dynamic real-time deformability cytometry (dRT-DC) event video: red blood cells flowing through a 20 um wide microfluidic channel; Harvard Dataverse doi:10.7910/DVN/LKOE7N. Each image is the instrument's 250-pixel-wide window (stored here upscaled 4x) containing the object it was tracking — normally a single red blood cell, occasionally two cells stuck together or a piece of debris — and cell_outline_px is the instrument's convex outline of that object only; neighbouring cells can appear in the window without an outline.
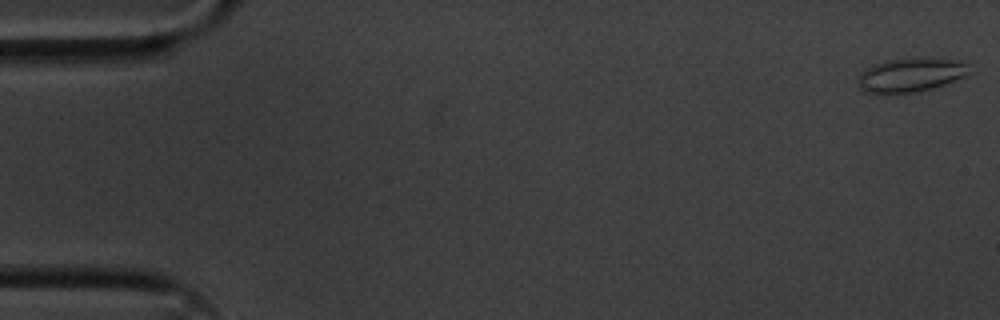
{"species": "common noctule bat (a hibernating species)", "species_latin": "Nyctalus noctula", "temperature_condition": "cold", "stored_images_in_passage": 55, "camera_frame_rate_fps": 3000, "um_per_image_px": 0.085, "animal": {"sex": "male", "body_mass_g": 20.1, "forearm_length_mm": 53.5}, "frame": {"image": 1, "passage_image": 1, "time_ms": 0.0, "image_size_px": [1000, 320], "cell_outline_px": [[972, 72], [964, 76], [944, 84], [932, 88], [916, 92], [880, 96], [864, 92], [856, 84], [856, 80], [860, 72], [864, 68], [872, 64], [888, 60], [916, 56], [952, 60], [964, 64]], "centroid_in_image_um": [77.26, 6.39], "position_along_channel_um": 7.7, "area_um2": 22.77}}
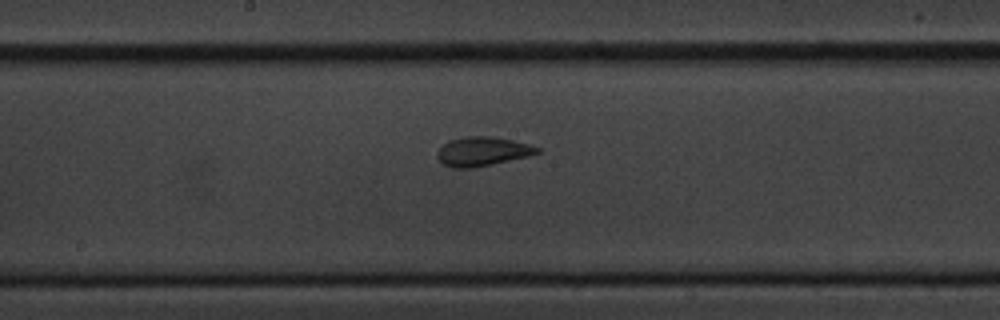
{"frame": {"image": 2, "passage_image": 29, "time_ms": 9.333, "image_size_px": [1000, 320], "cell_outline_px": [[540, 152], [528, 156], [492, 164], [472, 168], [452, 168], [444, 164], [436, 156], [436, 152], [448, 140], [468, 136], [492, 136], [512, 140], [528, 144], [540, 148]], "centroid_in_image_um": [40.99, 12.87], "position_along_channel_um": 207.2, "area_um2": 16.88}}
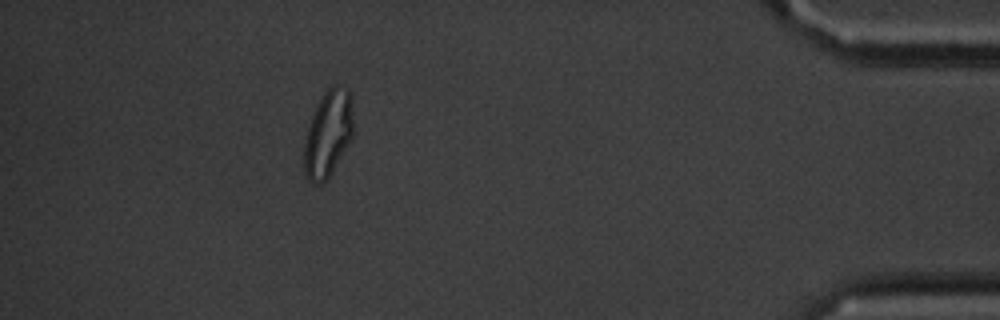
{"frame": {"image": 3, "passage_image": 50, "time_ms": 16.333, "image_size_px": [1000, 320], "cell_outline_px": [[352, 140], [332, 172], [320, 184], [312, 184], [308, 180], [304, 172], [304, 140], [316, 104], [324, 92], [332, 84], [340, 84], [348, 88], [352, 92]], "centroid_in_image_um": [27.9, 11.32], "position_along_channel_um": 407.3, "area_um2": 25.2}, "authors_computed_cell_mechanics": {"area_um2": 18.2648, "velocity_mm_per_s": 3.6055, "shape_relaxation_time_tau1_ms": 5.7466, "shape_relaxation_time_tau2_ms": 1.3867, "deformation_change_tau1": 0.1484, "deformation_change_tau2": 0.0627}}